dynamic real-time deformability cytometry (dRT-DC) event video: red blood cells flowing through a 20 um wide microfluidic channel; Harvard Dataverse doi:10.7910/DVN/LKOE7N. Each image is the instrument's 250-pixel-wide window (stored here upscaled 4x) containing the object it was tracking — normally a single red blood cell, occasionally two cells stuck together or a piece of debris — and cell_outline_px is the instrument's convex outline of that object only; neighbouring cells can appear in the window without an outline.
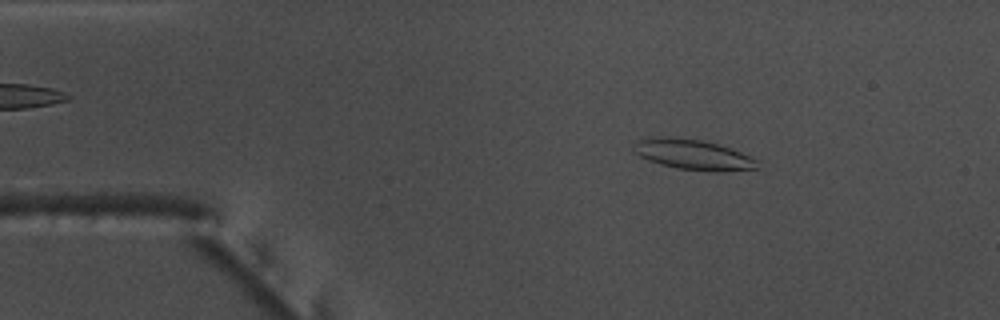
{"species": "common noctule bat (a hibernating species)", "species_latin": "Nyctalus noctula", "temperature_condition": "warm", "stored_images_in_passage": 53, "camera_frame_rate_fps": 3000, "um_per_image_px": 0.085, "animal": {"sex": "male", "body_mass_g": 17.5, "forearm_length_mm": 52.3}, "frame": {"image": 1, "passage_image": 8, "time_ms": 2.333, "image_size_px": [1000, 320], "cell_outline_px": [[760, 168], [716, 172], [676, 168], [660, 164], [648, 160], [632, 152], [632, 144], [640, 140], [704, 140], [740, 152], [756, 160]], "centroid_in_image_um": [58.96, 13.21], "position_along_channel_um": 26.0, "area_um2": 20.75}}
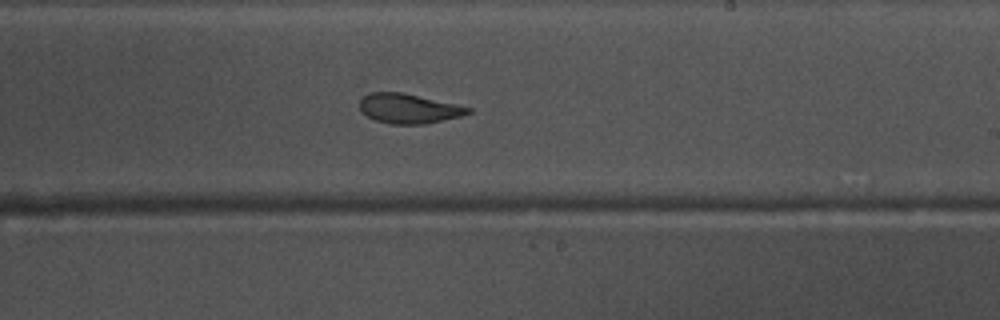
{"frame": {"image": 2, "passage_image": 31, "time_ms": 10.0, "image_size_px": [1000, 320], "cell_outline_px": [[472, 112], [460, 116], [424, 124], [388, 124], [376, 120], [360, 112], [360, 96], [368, 92], [404, 92], [456, 104], [472, 108]], "centroid_in_image_um": [34.69, 9.21], "position_along_channel_um": 254.3, "area_um2": 18.9}}
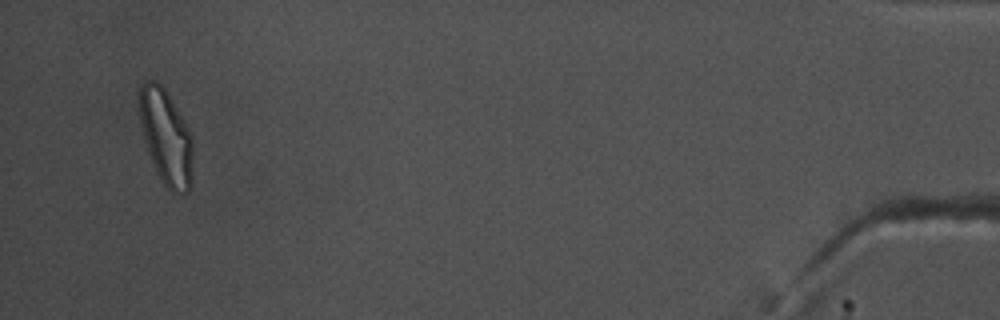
{"frame": {"image": 3, "passage_image": 51, "time_ms": 16.667, "image_size_px": [1000, 320], "cell_outline_px": [[192, 188], [184, 196], [172, 192], [160, 180], [144, 140], [136, 100], [136, 92], [140, 84], [148, 80], [152, 80], [160, 84], [164, 88], [184, 120], [192, 136]], "centroid_in_image_um": [14.09, 11.65], "position_along_channel_um": 421.1, "area_um2": 30.23}, "authors_computed_cell_mechanics": {"area_um2": 20.7502, "velocity_mm_per_s": 3.7763, "shape_relaxation_time_tau1_ms": 5.4781, "shape_relaxation_time_tau2_ms": 2.1188, "deformation_change_tau1": 0.1778, "deformation_change_tau2": 0.0922}}